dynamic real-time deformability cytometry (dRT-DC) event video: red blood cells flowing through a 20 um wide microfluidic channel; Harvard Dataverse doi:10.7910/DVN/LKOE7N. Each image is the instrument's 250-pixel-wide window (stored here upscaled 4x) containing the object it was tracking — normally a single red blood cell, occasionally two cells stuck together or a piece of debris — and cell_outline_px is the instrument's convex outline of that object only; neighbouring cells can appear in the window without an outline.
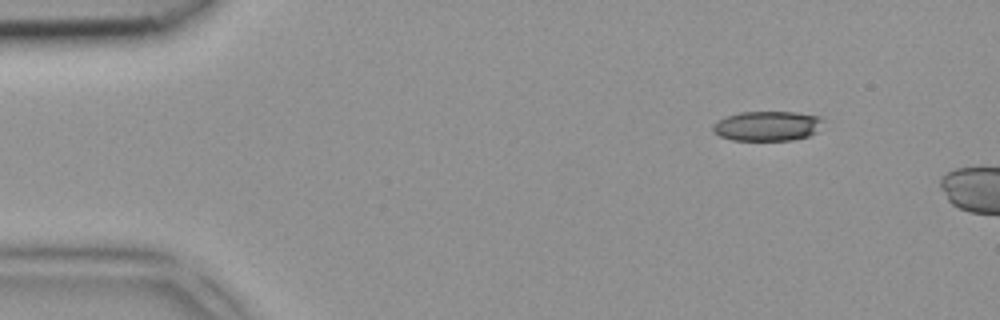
{"species": "common noctule bat (a hibernating species)", "species_latin": "Nyctalus noctula", "temperature_condition": "room temperature", "stored_images_in_passage": 2, "camera_frame_rate_fps": 3000, "um_per_image_px": 0.085, "animal": {"sex": "female", "body_mass_g": 18.4}, "frame": {"image": 1, "passage_image": 1, "time_ms": 0.0, "image_size_px": [1000, 320], "cell_outline_px": [[824, 120], [816, 132], [808, 136], [792, 140], [732, 140], [720, 136], [712, 132], [712, 124], [716, 120], [740, 112], [796, 112], [824, 116]], "centroid_in_image_um": [65.22, 10.7], "position_along_channel_um": 19.8, "area_um2": 19.36}}